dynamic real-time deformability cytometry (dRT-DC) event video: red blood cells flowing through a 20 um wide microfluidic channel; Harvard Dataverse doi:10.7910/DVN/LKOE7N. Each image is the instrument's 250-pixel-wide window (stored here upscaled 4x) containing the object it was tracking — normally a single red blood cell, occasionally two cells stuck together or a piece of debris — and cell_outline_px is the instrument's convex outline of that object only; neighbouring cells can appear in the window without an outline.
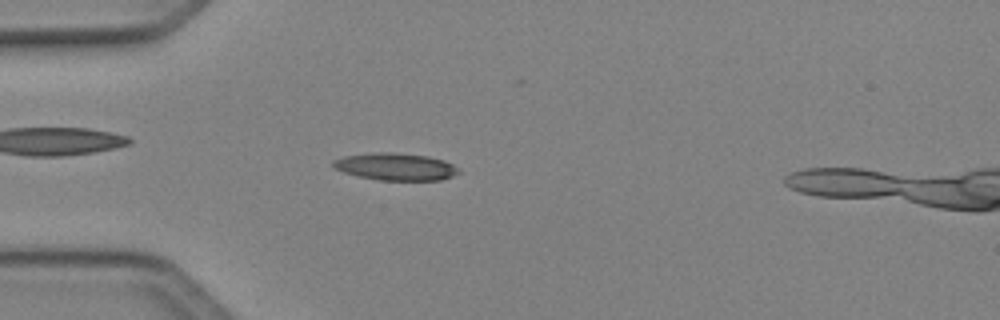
{"species": "Egyptian fruit bat (a non-hibernating species)", "species_latin": "Rousettus aegyptiacus", "temperature_condition": "cold", "stored_images_in_passage": 37, "camera_frame_rate_fps": 3000, "um_per_image_px": 0.085, "animal": {"sex": "female"}, "frame": {"image": 1, "passage_image": 6, "time_ms": 1.667, "image_size_px": [1000, 320], "cell_outline_px": [[460, 172], [452, 176], [440, 180], [380, 180], [360, 176], [344, 172], [336, 168], [332, 164], [332, 160], [344, 156], [380, 152], [392, 152], [428, 156], [444, 160], [460, 168]], "centroid_in_image_um": [33.66, 14.16], "position_along_channel_um": 51.3, "area_um2": 19.77}}
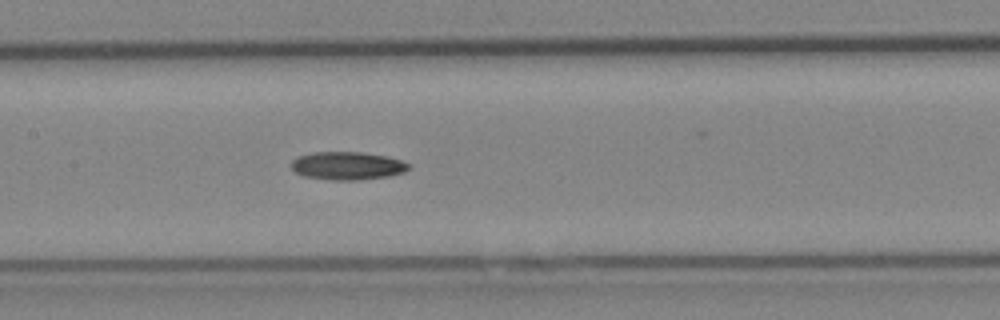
{"frame": {"image": 2, "passage_image": 16, "time_ms": 5.0, "image_size_px": [1000, 320], "cell_outline_px": [[408, 168], [404, 172], [388, 176], [356, 180], [336, 180], [304, 176], [296, 172], [292, 168], [292, 160], [296, 156], [312, 152], [360, 152], [384, 156], [400, 160], [408, 164]], "centroid_in_image_um": [29.48, 14.08], "position_along_channel_um": 177.9, "area_um2": 18.9}}
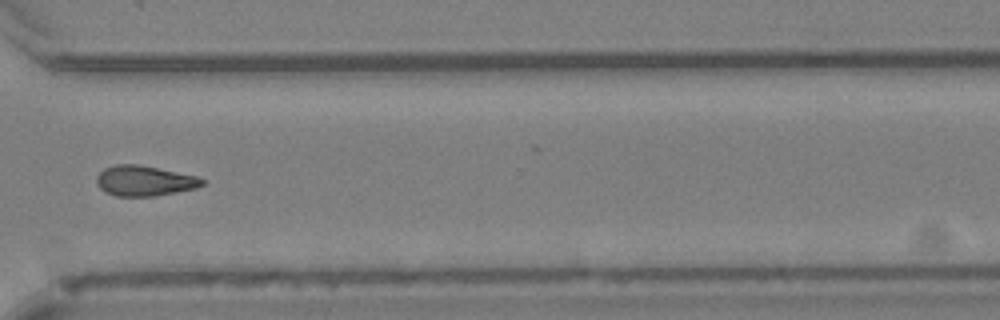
{"frame": {"image": 3, "passage_image": 29, "time_ms": 9.333, "image_size_px": [1000, 320], "cell_outline_px": [[204, 184], [196, 188], [152, 196], [116, 196], [100, 188], [96, 180], [96, 176], [104, 168], [116, 164], [136, 164], [196, 176], [204, 180]], "centroid_in_image_um": [12.25, 15.36], "position_along_channel_um": 358.4, "area_um2": 18.26}, "authors_computed_cell_mechanics": {"area_um2": 18.5538, "velocity_mm_per_s": 4.1439, "shape_relaxation_time_tau1_ms": 10.8255, "shape_relaxation_time_tau2_ms": null, "deformation_change_tau1": 0.2115, "deformation_change_tau2": null}}